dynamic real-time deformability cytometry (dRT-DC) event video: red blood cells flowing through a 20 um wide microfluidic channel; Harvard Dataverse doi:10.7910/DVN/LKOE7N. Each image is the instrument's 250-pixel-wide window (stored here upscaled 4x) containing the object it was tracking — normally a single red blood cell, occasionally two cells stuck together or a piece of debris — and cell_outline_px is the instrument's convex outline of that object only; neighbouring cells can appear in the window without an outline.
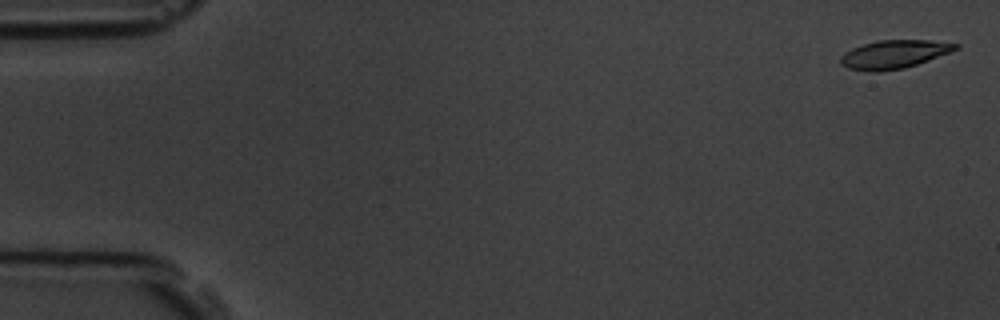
{"species": "common noctule bat (a hibernating species)", "species_latin": "Nyctalus noctula", "temperature_condition": "room temperature", "stored_images_in_passage": 6, "camera_frame_rate_fps": 3000, "um_per_image_px": 0.085, "animal": {"sex": "male", "body_mass_g": 19.5, "forearm_length_mm": 54.6}, "frame": {"image": 1, "passage_image": 1, "time_ms": 0.0, "image_size_px": [1000, 320], "cell_outline_px": [[960, 48], [928, 60], [904, 68], [880, 72], [872, 72], [848, 68], [840, 64], [840, 56], [844, 52], [852, 48], [876, 40], [928, 40], [960, 44]], "centroid_in_image_um": [75.96, 4.61], "position_along_channel_um": 9.0, "area_um2": 19.02}}